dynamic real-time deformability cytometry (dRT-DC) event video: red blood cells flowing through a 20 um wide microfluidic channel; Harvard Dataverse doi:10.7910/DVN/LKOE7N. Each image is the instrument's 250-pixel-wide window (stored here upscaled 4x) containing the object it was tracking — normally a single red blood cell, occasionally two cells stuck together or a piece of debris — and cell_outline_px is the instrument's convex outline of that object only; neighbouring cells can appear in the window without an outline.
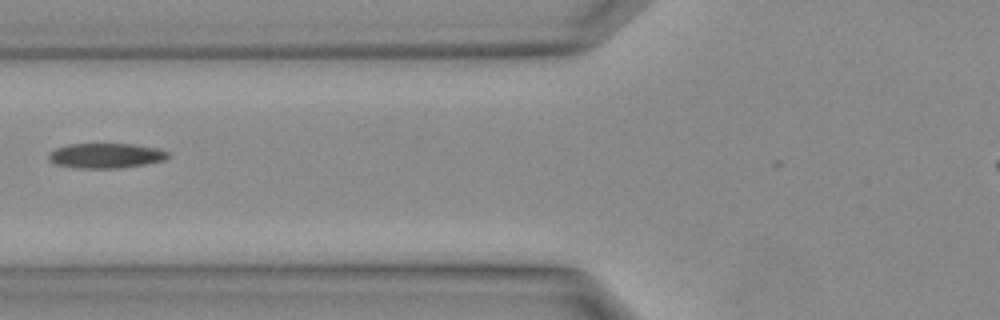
{"species": "Egyptian fruit bat (a non-hibernating species)", "species_latin": "Rousettus aegyptiacus", "temperature_condition": "warm", "stored_images_in_passage": 18, "segment_of_instrument_passage": [2, 2], "camera_frame_rate_fps": 3000, "um_per_image_px": 0.085, "animal": {"sex": "female"}, "frame": {"image": 1, "passage_image": 11, "time_ms": 3.333, "image_size_px": [1000, 320], "cell_outline_px": [[172, 156], [164, 160], [144, 164], [120, 168], [76, 168], [52, 164], [48, 160], [48, 152], [56, 148], [68, 144], [136, 144], [156, 148], [168, 152]], "centroid_in_image_um": [8.96, 13.23], "position_along_channel_um": 116.8, "area_um2": 17.57}}
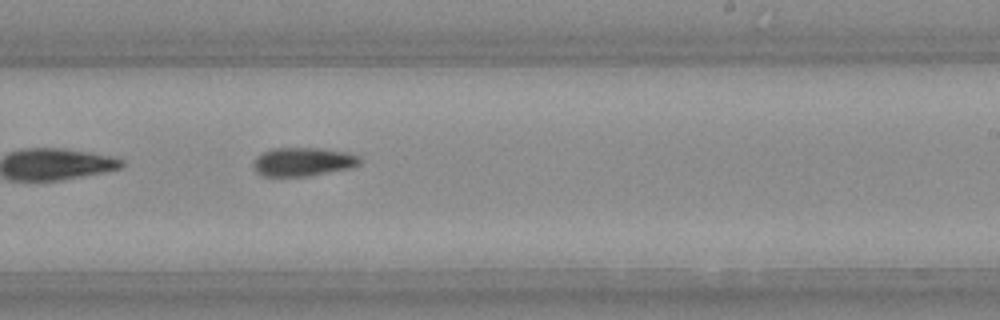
{"frame": {"image": 2, "passage_image": 18, "time_ms": 5.667, "image_size_px": [1000, 320], "cell_outline_px": [[360, 164], [348, 168], [308, 176], [260, 176], [256, 172], [252, 164], [252, 160], [256, 156], [272, 148], [324, 148], [348, 152], [360, 156]], "centroid_in_image_um": [25.72, 13.74], "position_along_channel_um": 263.3, "area_um2": 17.92}}